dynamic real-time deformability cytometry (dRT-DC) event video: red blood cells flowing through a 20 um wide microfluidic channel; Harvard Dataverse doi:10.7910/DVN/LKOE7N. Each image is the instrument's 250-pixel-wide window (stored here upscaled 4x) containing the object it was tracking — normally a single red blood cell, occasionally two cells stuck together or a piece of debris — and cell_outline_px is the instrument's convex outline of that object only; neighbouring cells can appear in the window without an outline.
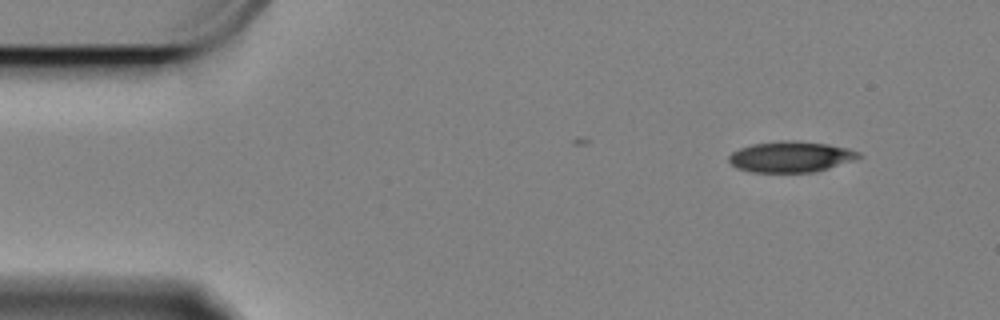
{"species": "Egyptian fruit bat (a non-hibernating species)", "species_latin": "Rousettus aegyptiacus", "temperature_condition": "cold", "stored_images_in_passage": 45, "camera_frame_rate_fps": 3000, "um_per_image_px": 0.085, "animal": {"sex": "female"}, "frame": {"image": 1, "passage_image": 1, "time_ms": 0.0, "image_size_px": [1000, 320], "cell_outline_px": [[860, 156], [812, 172], [752, 172], [736, 168], [728, 160], [728, 156], [732, 152], [740, 148], [752, 144], [780, 140], [796, 140], [828, 144], [848, 148], [860, 152]], "centroid_in_image_um": [67.11, 13.3], "position_along_channel_um": 17.9, "area_um2": 22.95}}
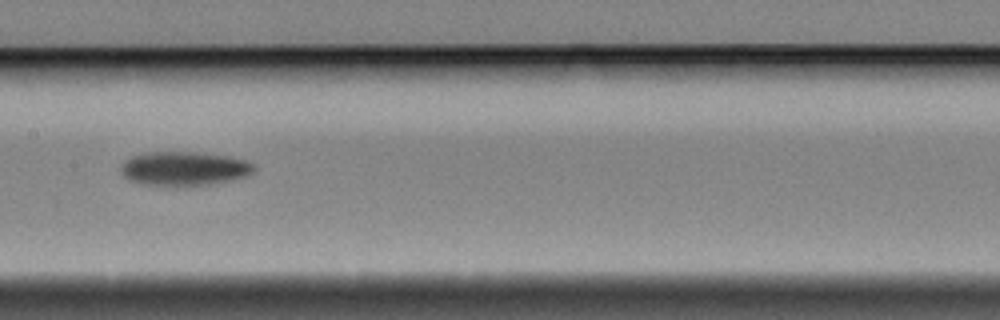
{"frame": {"image": 2, "passage_image": 24, "time_ms": 7.667, "image_size_px": [1000, 320], "cell_outline_px": [[256, 168], [252, 172], [244, 176], [228, 180], [208, 184], [184, 188], [148, 184], [132, 180], [124, 176], [124, 164], [132, 156], [152, 152], [196, 152], [224, 156], [244, 160], [252, 164]], "centroid_in_image_um": [15.69, 14.35], "position_along_channel_um": 191.7, "area_um2": 25.84}}
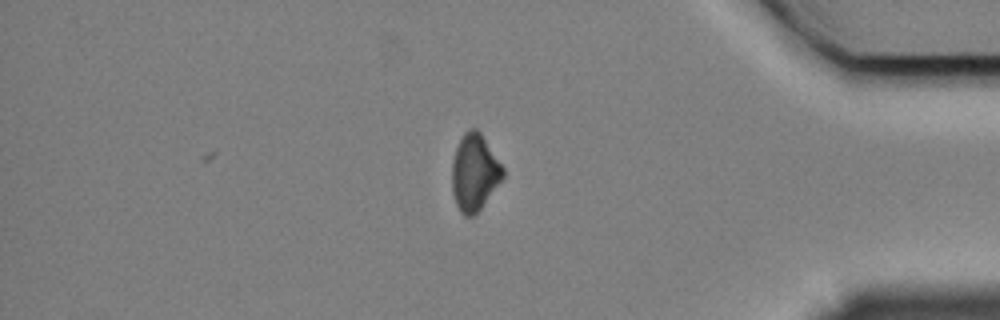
{"frame": {"image": 3, "passage_image": 45, "time_ms": 14.667, "image_size_px": [1000, 320], "cell_outline_px": [[504, 176], [480, 208], [472, 216], [464, 216], [460, 212], [456, 204], [452, 192], [452, 160], [456, 148], [464, 132], [468, 128], [476, 128], [480, 132], [504, 168]], "centroid_in_image_um": [40.31, 14.64], "position_along_channel_um": 394.9, "area_um2": 22.48}, "authors_computed_cell_mechanics": {"area_um2": 24.6228, "velocity_mm_per_s": 3.3314, "shape_relaxation_time_tau1_ms": 3.4048, "shape_relaxation_time_tau2_ms": null, "deformation_change_tau1": 0.1184, "deformation_change_tau2": null}}